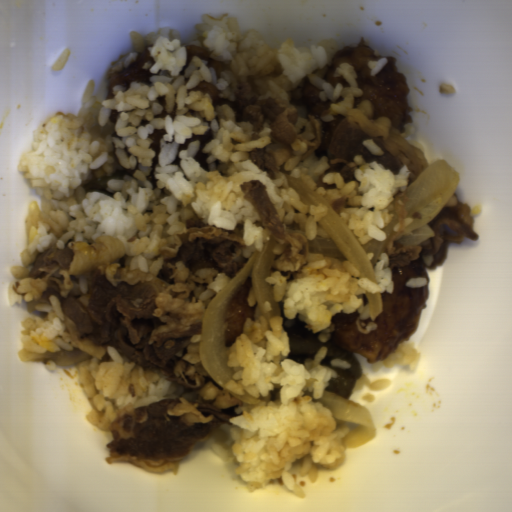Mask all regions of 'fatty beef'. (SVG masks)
Wrapping results in <instances>:
<instances>
[{
    "label": "fatty beef",
    "mask_w": 512,
    "mask_h": 512,
    "mask_svg": "<svg viewBox=\"0 0 512 512\" xmlns=\"http://www.w3.org/2000/svg\"><path fill=\"white\" fill-rule=\"evenodd\" d=\"M244 237L243 223L225 230L194 217L186 230L175 231L174 246L159 239L163 259L156 275L129 270L123 242L109 235L37 253L28 278L40 296L26 303L28 312L56 297L62 339L74 349L22 348L21 362L51 360L60 367L95 358L101 364L111 359L109 346L193 394L118 409L108 425L107 464L175 476L196 445L243 414L237 410L245 401L210 376L199 349L207 307L249 261Z\"/></svg>",
    "instance_id": "obj_1"
},
{
    "label": "fatty beef",
    "mask_w": 512,
    "mask_h": 512,
    "mask_svg": "<svg viewBox=\"0 0 512 512\" xmlns=\"http://www.w3.org/2000/svg\"><path fill=\"white\" fill-rule=\"evenodd\" d=\"M396 62L392 56L376 55L362 36L356 46H343L334 53L323 79L333 88L336 84L349 87L343 75L335 76L339 63H348L358 75L362 97H355L346 117L334 115L330 121H321L320 115L329 110L332 101H322L319 89L307 81L294 91L287 105L276 96L259 99V91L251 83L240 86L235 101L219 97L220 90L210 82H199L188 91L210 94L214 110L229 105L235 123L251 125L252 141L260 139L264 123L268 124L270 143L248 154L269 180H278L285 173L293 151L298 152L305 142L300 161L314 152L318 161L326 157L331 166L315 180L324 190L336 188V184L324 182L326 173L339 172L344 183L358 181L355 170L368 163H379L396 175L406 166L410 186L430 163L420 148L399 136L406 125L414 123L410 115L414 108L409 106L407 75L397 70Z\"/></svg>",
    "instance_id": "obj_2"
},
{
    "label": "fatty beef",
    "mask_w": 512,
    "mask_h": 512,
    "mask_svg": "<svg viewBox=\"0 0 512 512\" xmlns=\"http://www.w3.org/2000/svg\"><path fill=\"white\" fill-rule=\"evenodd\" d=\"M411 198L407 193L393 197L398 222L394 234L382 253H387L393 292L381 293L383 310L376 320L362 319L358 309L352 314L342 310L331 318L334 328L327 341H318L320 332H313L301 321L299 313L293 319L284 314L283 301L277 302L282 328L288 337L289 354L286 359L305 367L306 359L314 361L320 348L327 353L319 363L339 376L328 380L324 391L349 399L357 380L362 378L361 363L356 354L366 357L368 365L388 359L399 344L409 340L420 325L422 311L429 299L428 270L436 272L443 266L449 244H460L467 238L479 241L474 229L470 205L460 201L456 192L443 209L428 223L435 234L419 245L403 246L399 241L405 233V218L409 215L405 204Z\"/></svg>",
    "instance_id": "obj_3"
},
{
    "label": "fatty beef",
    "mask_w": 512,
    "mask_h": 512,
    "mask_svg": "<svg viewBox=\"0 0 512 512\" xmlns=\"http://www.w3.org/2000/svg\"><path fill=\"white\" fill-rule=\"evenodd\" d=\"M238 184L243 198L256 211V219L252 223L263 229L264 245L271 236L277 242L272 251L271 270L279 271L287 280L307 264L310 241L286 227L260 179H245Z\"/></svg>",
    "instance_id": "obj_4"
},
{
    "label": "fatty beef",
    "mask_w": 512,
    "mask_h": 512,
    "mask_svg": "<svg viewBox=\"0 0 512 512\" xmlns=\"http://www.w3.org/2000/svg\"><path fill=\"white\" fill-rule=\"evenodd\" d=\"M251 288H253V285L250 276L236 292L225 312L224 336L228 349L232 347L238 336L243 333V326L247 318L255 322L257 303L251 306L248 301Z\"/></svg>",
    "instance_id": "obj_5"
},
{
    "label": "fatty beef",
    "mask_w": 512,
    "mask_h": 512,
    "mask_svg": "<svg viewBox=\"0 0 512 512\" xmlns=\"http://www.w3.org/2000/svg\"><path fill=\"white\" fill-rule=\"evenodd\" d=\"M154 58L149 54L147 47L138 54L136 59L126 67L113 73L109 77V89L106 99H112L114 96V86L123 85L124 92L130 89L131 82L139 81L148 86L154 85L150 80L154 75L149 69H144V64H155Z\"/></svg>",
    "instance_id": "obj_6"
},
{
    "label": "fatty beef",
    "mask_w": 512,
    "mask_h": 512,
    "mask_svg": "<svg viewBox=\"0 0 512 512\" xmlns=\"http://www.w3.org/2000/svg\"><path fill=\"white\" fill-rule=\"evenodd\" d=\"M186 52V63L183 65L182 70L179 75L186 74V68L190 65L193 57H198L201 60H205L208 63L205 65L208 69H214L218 79L222 76L223 70L227 69L225 64L220 62L219 60L209 56L212 51L194 46V45H185Z\"/></svg>",
    "instance_id": "obj_7"
}]
</instances>
